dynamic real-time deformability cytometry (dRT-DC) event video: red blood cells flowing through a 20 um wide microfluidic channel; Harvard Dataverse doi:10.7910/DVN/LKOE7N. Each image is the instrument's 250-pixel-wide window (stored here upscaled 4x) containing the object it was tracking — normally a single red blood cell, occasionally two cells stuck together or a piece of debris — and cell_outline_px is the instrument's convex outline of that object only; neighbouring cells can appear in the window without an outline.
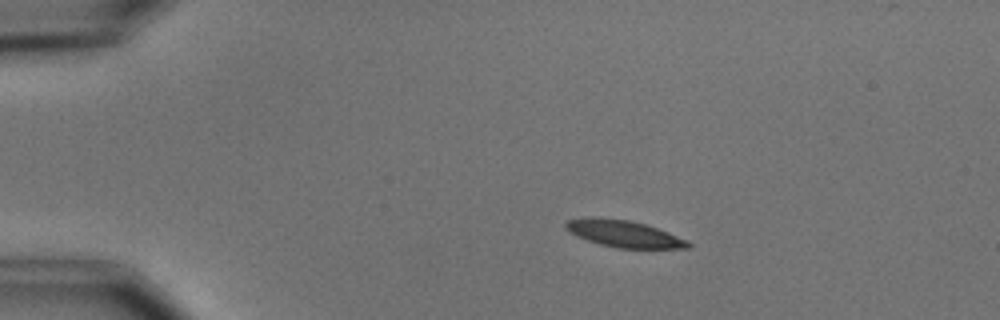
{"species": "common noctule bat (a hibernating species)", "species_latin": "Nyctalus noctula", "temperature_condition": "cold", "stored_images_in_passage": 6, "segment_of_instrument_passage": [1, 2], "camera_frame_rate_fps": 3000, "um_per_image_px": 0.085, "animal": {"sex": "male", "body_mass_g": 15.6}, "frame": {"image": 1, "passage_image": 3, "time_ms": 2.667, "image_size_px": [1000, 320], "cell_outline_px": [[692, 244], [688, 248], [616, 248], [600, 244], [576, 236], [564, 228], [564, 224], [568, 220], [588, 216], [592, 216], [628, 220], [644, 224], [668, 232], [688, 240]], "centroid_in_image_um": [52.99, 19.86], "position_along_channel_um": 32.0, "area_um2": 19.13}}